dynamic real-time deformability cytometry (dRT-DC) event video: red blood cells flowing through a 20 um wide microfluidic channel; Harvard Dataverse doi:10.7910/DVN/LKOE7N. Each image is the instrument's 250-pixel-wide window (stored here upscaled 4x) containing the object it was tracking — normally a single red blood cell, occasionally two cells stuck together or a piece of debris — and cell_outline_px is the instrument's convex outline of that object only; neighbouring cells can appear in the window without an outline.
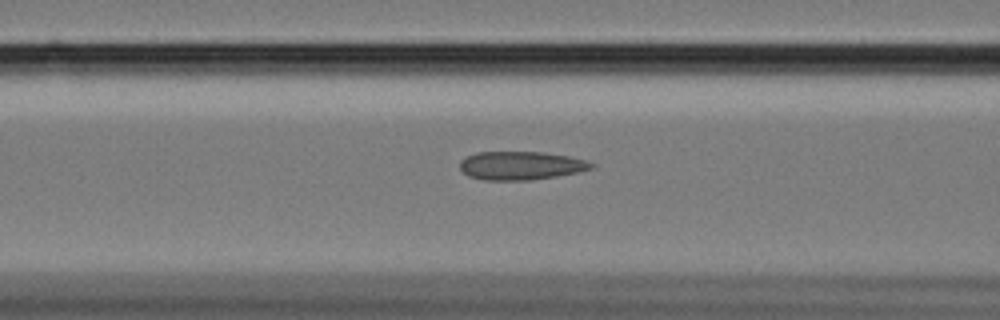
{"species": "Egyptian fruit bat (a non-hibernating species)", "species_latin": "Rousettus aegyptiacus", "temperature_condition": "cold", "stored_images_in_passage": 58, "camera_frame_rate_fps": 3000, "um_per_image_px": 0.085, "animal": {"sex": "female"}, "frame": {"image": 1, "passage_image": 23, "time_ms": 7.333, "image_size_px": [1000, 320], "cell_outline_px": [[596, 168], [580, 172], [532, 180], [484, 180], [468, 176], [460, 168], [460, 160], [476, 152], [544, 152], [568, 156], [584, 160], [596, 164]], "centroid_in_image_um": [44.31, 14.08], "position_along_channel_um": 122.3, "area_um2": 21.91}}
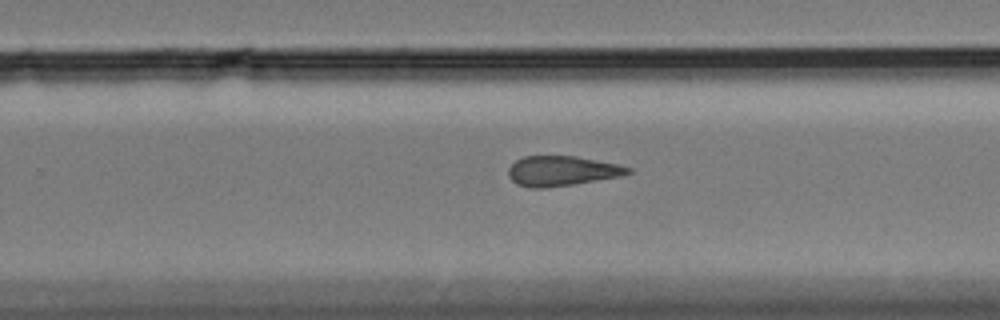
{"frame": {"image": 2, "passage_image": 37, "time_ms": 12.0, "image_size_px": [1000, 320], "cell_outline_px": [[632, 172], [624, 176], [576, 184], [544, 188], [528, 188], [516, 184], [508, 176], [508, 168], [516, 160], [524, 156], [576, 156], [616, 164], [632, 168]], "centroid_in_image_um": [47.76, 14.54], "position_along_channel_um": 282.0, "area_um2": 21.1}}
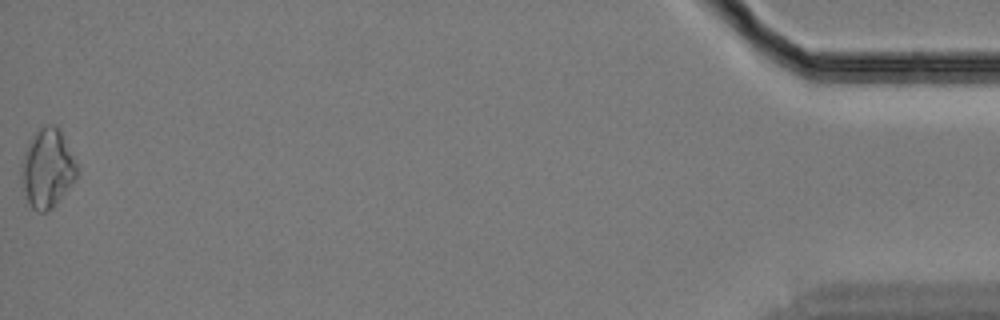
{"frame": {"image": 3, "passage_image": 58, "time_ms": 19.0, "image_size_px": [1000, 320], "cell_outline_px": [[76, 176], [52, 208], [44, 212], [36, 212], [32, 208], [28, 200], [24, 188], [20, 172], [24, 152], [28, 144], [36, 132], [40, 128], [48, 124], [56, 124], [60, 128], [76, 164]], "centroid_in_image_um": [4.0, 14.28], "position_along_channel_um": 431.2, "area_um2": 24.8}, "authors_computed_cell_mechanics": {"area_um2": 21.9351, "velocity_mm_per_s": 3.4255, "shape_relaxation_time_tau1_ms": null, "shape_relaxation_time_tau2_ms": 5.6599, "deformation_change_tau1": null, "deformation_change_tau2": 0.1431}}